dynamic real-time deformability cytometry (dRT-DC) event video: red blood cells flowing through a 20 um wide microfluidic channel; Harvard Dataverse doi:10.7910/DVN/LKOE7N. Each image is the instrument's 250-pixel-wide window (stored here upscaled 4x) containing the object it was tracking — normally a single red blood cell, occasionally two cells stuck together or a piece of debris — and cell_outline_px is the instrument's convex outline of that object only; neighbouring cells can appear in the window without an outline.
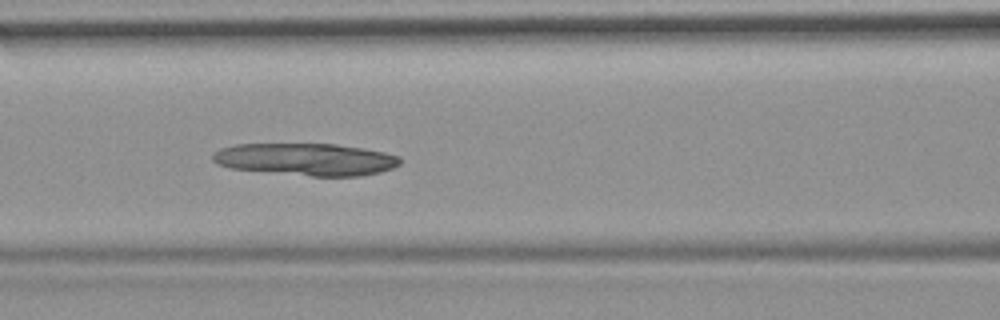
{"species": "common noctule bat (a hibernating species)", "species_latin": "Nyctalus noctula", "temperature_condition": "room temperature", "stored_images_in_passage": 55, "camera_frame_rate_fps": 3000, "um_per_image_px": 0.085, "animal": {"sex": "female", "body_mass_g": 19.9}, "frame": {"image": 1, "passage_image": 23, "time_ms": 7.333, "image_size_px": [1000, 320], "cell_outline_px": [[400, 164], [392, 168], [380, 172], [360, 176], [312, 176], [232, 168], [216, 164], [212, 160], [212, 152], [220, 148], [236, 144], [336, 144], [364, 148], [384, 152], [400, 156]], "centroid_in_image_um": [26.01, 13.54], "position_along_channel_um": 140.6, "area_um2": 35.2}}
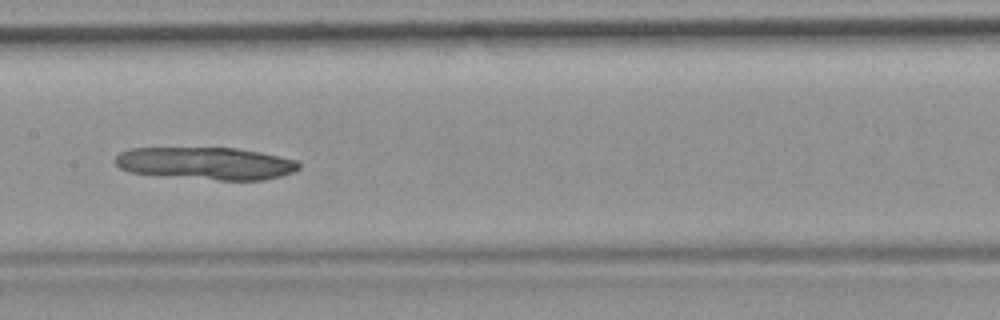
{"frame": {"image": 2, "passage_image": 27, "time_ms": 8.667, "image_size_px": [1000, 320], "cell_outline_px": [[300, 168], [292, 172], [280, 176], [264, 180], [220, 180], [160, 176], [128, 172], [120, 168], [116, 164], [116, 156], [120, 152], [128, 148], [236, 148], [260, 152], [296, 160], [300, 164]], "centroid_in_image_um": [17.47, 13.89], "position_along_channel_um": 189.9, "area_um2": 34.85}}
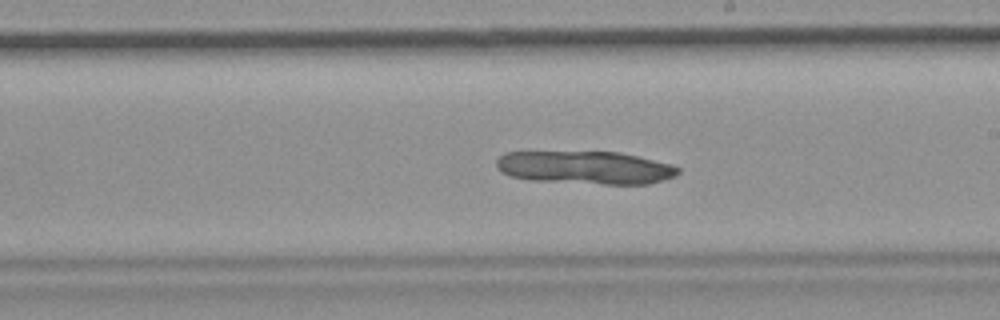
{"frame": {"image": 3, "passage_image": 31, "time_ms": 10.0, "image_size_px": [1000, 320], "cell_outline_px": [[680, 172], [676, 176], [664, 180], [648, 184], [604, 184], [528, 180], [512, 176], [500, 172], [496, 168], [496, 160], [504, 152], [620, 152], [672, 164], [680, 168]], "centroid_in_image_um": [49.76, 14.25], "position_along_channel_um": 239.2, "area_um2": 35.14}}